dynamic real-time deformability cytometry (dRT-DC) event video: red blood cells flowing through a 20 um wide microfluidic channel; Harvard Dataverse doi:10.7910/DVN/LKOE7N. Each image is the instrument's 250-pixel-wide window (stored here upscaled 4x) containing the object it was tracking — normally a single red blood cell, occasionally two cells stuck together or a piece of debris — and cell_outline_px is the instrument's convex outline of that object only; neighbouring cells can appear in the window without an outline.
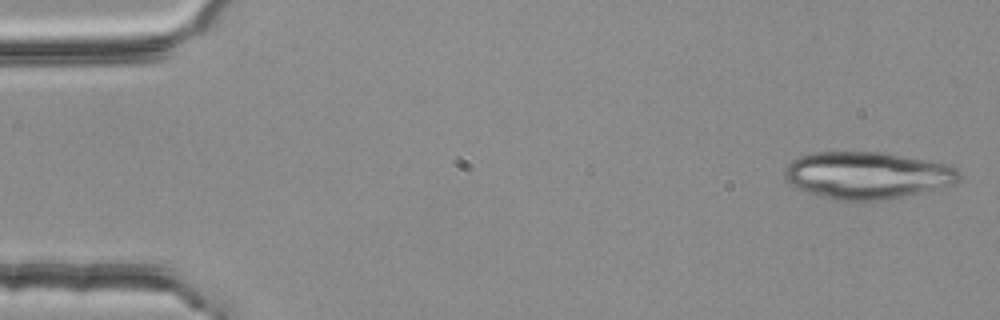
{"species": "common noctule bat (a hibernating species)", "species_latin": "Nyctalus noctula", "temperature_condition": "room temperature", "stored_images_in_passage": 3, "camera_frame_rate_fps": 3000, "um_per_image_px": 0.085, "animal": {"sex": "female", "body_mass_g": 25.1}, "frame": {"image": 1, "passage_image": 1, "time_ms": 0.0, "image_size_px": [1000, 320], "cell_outline_px": [[960, 180], [956, 184], [940, 188], [888, 200], [836, 200], [820, 196], [796, 188], [784, 176], [784, 168], [792, 160], [800, 156], [812, 152], [888, 152], [928, 160], [944, 164], [956, 168], [960, 176]], "centroid_in_image_um": [73.73, 14.89], "position_along_channel_um": 11.3, "area_um2": 48.15}}